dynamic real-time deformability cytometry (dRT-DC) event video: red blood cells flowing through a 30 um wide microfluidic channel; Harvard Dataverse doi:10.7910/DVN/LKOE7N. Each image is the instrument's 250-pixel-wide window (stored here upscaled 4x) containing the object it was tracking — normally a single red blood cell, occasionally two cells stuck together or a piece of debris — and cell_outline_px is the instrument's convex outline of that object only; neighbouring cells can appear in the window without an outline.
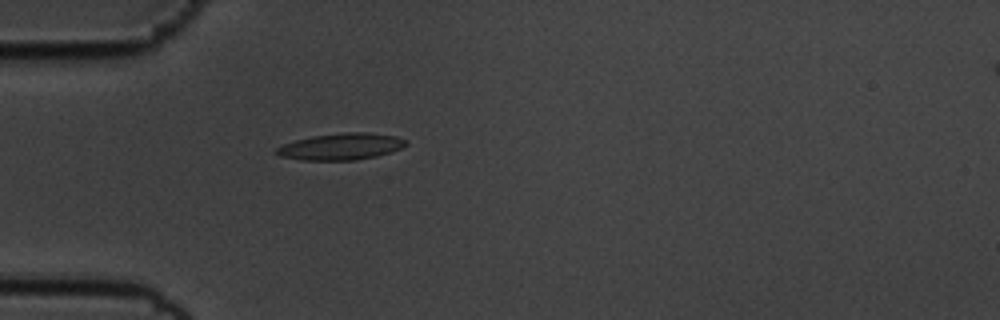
{"species": "common noctule bat (a hibernating species)", "species_latin": "Nyctalus noctula", "temperature_condition": "cold", "stored_images_in_passage": 42, "camera_frame_rate_fps": 3000, "um_per_image_px": 0.085, "animal": {"sex": "male", "body_mass_g": 19.5, "forearm_length_mm": 54.6}, "frame": {"image": 1, "passage_image": 2, "time_ms": 0.333, "image_size_px": [1000, 320], "cell_outline_px": [[408, 144], [404, 148], [392, 152], [376, 156], [356, 160], [300, 160], [280, 156], [272, 152], [276, 148], [284, 144], [296, 140], [312, 136], [344, 132], [368, 132], [396, 136], [408, 140]], "centroid_in_image_um": [29.02, 12.46], "position_along_channel_um": 56.0, "area_um2": 20.35}}
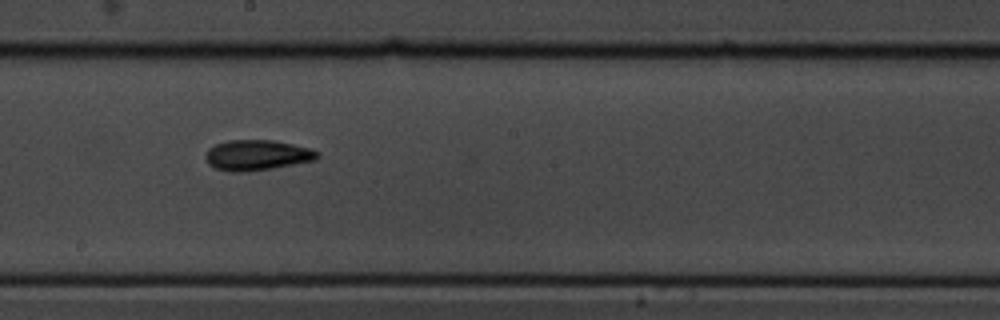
{"frame": {"image": 2, "passage_image": 17, "time_ms": 5.333, "image_size_px": [1000, 320], "cell_outline_px": [[320, 156], [316, 160], [272, 168], [240, 172], [232, 172], [216, 168], [208, 164], [204, 156], [208, 148], [216, 144], [228, 140], [272, 140], [292, 144], [308, 148], [320, 152]], "centroid_in_image_um": [21.83, 13.18], "position_along_channel_um": 226.4, "area_um2": 19.77}}
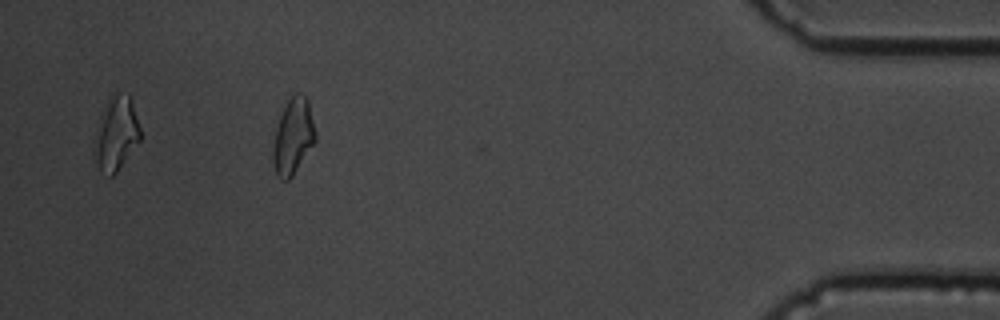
{"frame": {"image": 3, "passage_image": 37, "time_ms": 12.0, "image_size_px": [1000, 320], "cell_outline_px": [[316, 140], [292, 176], [288, 180], [280, 180], [276, 176], [272, 160], [272, 152], [276, 128], [280, 116], [288, 100], [296, 92], [300, 92], [308, 100], [316, 132]], "centroid_in_image_um": [24.91, 11.61], "position_along_channel_um": 410.3, "area_um2": 18.67}, "authors_computed_cell_mechanics": {"area_um2": 18.4671, "velocity_mm_per_s": 3.5542, "shape_relaxation_time_tau1_ms": 3.6618, "shape_relaxation_time_tau2_ms": 3.2461, "deformation_change_tau1": 0.1102, "deformation_change_tau2": 0.0971}}